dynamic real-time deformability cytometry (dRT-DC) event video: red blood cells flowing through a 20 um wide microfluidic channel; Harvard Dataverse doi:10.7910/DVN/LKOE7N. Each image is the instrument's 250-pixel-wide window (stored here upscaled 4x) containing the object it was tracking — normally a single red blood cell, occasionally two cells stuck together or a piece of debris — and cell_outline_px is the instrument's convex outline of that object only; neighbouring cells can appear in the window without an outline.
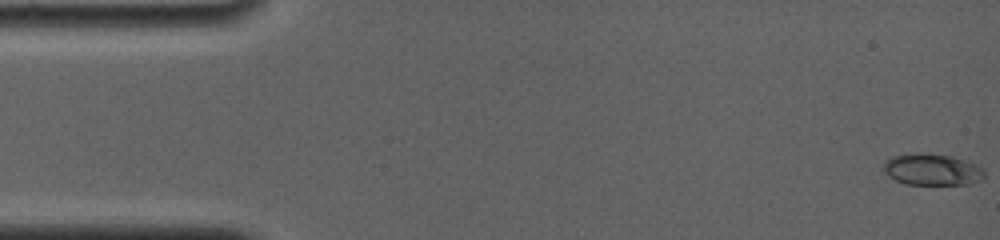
{"species": "common noctule bat (a hibernating species)", "species_latin": "Nyctalus noctula", "temperature_condition": "room temperature", "stored_images_in_passage": 41, "camera_frame_rate_fps": 4000, "um_per_image_px": 0.085, "animal": {"sex": "female", "body_mass_g": 19.0, "forearm_length_mm": 56.7}, "frame": {"image": 1, "passage_image": 1, "time_ms": 0.0, "image_size_px": [1000, 240], "cell_outline_px": [[984, 176], [980, 180], [968, 184], [904, 184], [888, 176], [880, 168], [892, 156], [912, 152], [920, 152], [952, 156], [964, 160], [984, 168]], "centroid_in_image_um": [79.19, 14.4], "position_along_channel_um": 5.8, "area_um2": 18.67}}
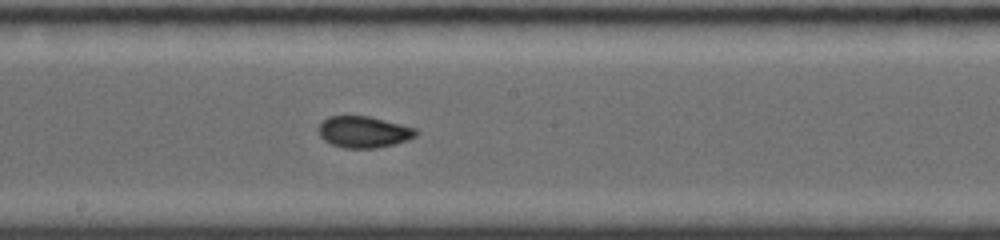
{"frame": {"image": 2, "passage_image": 23, "time_ms": 8.75, "image_size_px": [1000, 240], "cell_outline_px": [[420, 132], [416, 136], [408, 140], [376, 148], [344, 148], [332, 144], [324, 140], [320, 136], [320, 124], [328, 116], [368, 116], [416, 128]], "centroid_in_image_um": [30.94, 11.22], "position_along_channel_um": 217.3, "area_um2": 17.69}}
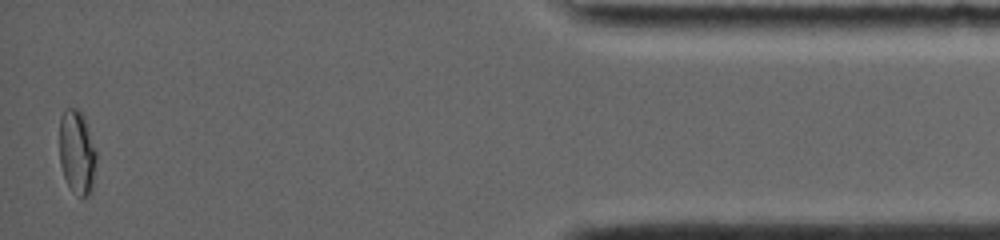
{"frame": {"image": 3, "passage_image": 41, "time_ms": 15.75, "image_size_px": [1000, 240], "cell_outline_px": [[96, 160], [92, 192], [88, 196], [80, 200], [72, 192], [64, 176], [60, 164], [60, 116], [68, 108], [80, 108], [84, 116], [96, 152]], "centroid_in_image_um": [6.55, 12.99], "position_along_channel_um": 428.6, "area_um2": 18.32}}